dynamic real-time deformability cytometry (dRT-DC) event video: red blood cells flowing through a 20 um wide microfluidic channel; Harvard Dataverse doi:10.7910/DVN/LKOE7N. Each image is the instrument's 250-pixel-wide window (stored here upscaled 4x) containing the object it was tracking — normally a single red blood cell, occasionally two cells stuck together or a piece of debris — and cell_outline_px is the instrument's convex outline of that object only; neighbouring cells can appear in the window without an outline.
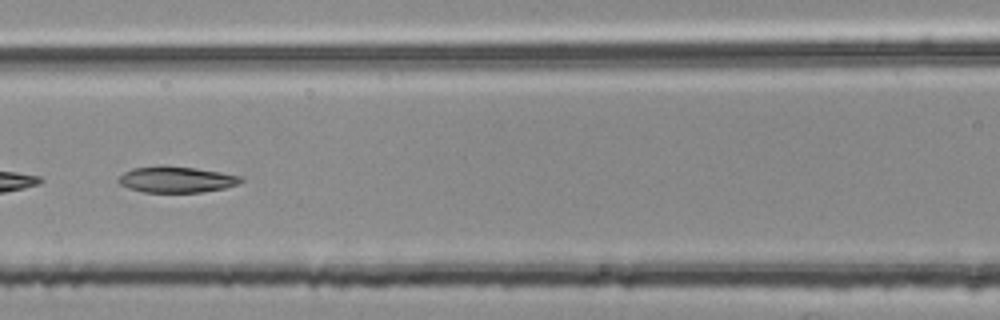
{"species": "common noctule bat (a hibernating species)", "species_latin": "Nyctalus noctula", "temperature_condition": "room temperature", "stored_images_in_passage": 40, "camera_frame_rate_fps": 3000, "um_per_image_px": 0.085, "animal": {"sex": "female", "body_mass_g": 25.1}, "frame": {"image": 1, "passage_image": 12, "time_ms": 3.667, "image_size_px": [1000, 320], "cell_outline_px": [[244, 180], [240, 184], [224, 188], [200, 192], [144, 192], [128, 188], [120, 184], [116, 180], [124, 172], [132, 168], [196, 168], [220, 172], [240, 176]], "centroid_in_image_um": [15.03, 15.29], "position_along_channel_um": 151.6, "area_um2": 17.92}}
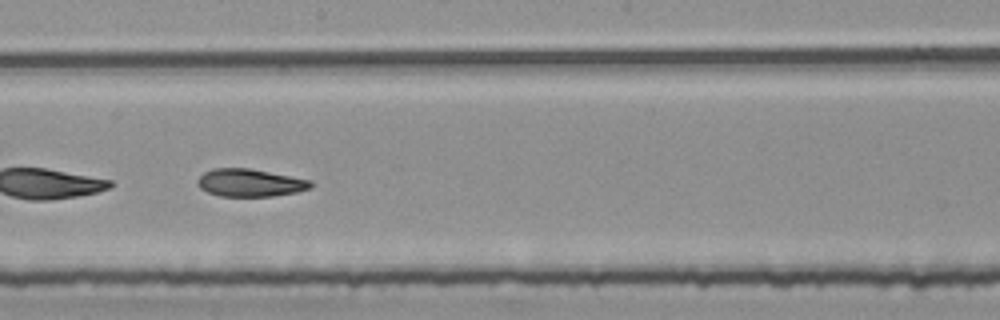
{"frame": {"image": 2, "passage_image": 18, "time_ms": 5.667, "image_size_px": [1000, 320], "cell_outline_px": [[312, 188], [296, 192], [272, 196], [220, 196], [208, 192], [200, 188], [196, 184], [196, 180], [204, 172], [212, 168], [248, 168], [312, 180]], "centroid_in_image_um": [21.23, 15.53], "position_along_channel_um": 227.0, "area_um2": 18.26}, "authors_computed_cell_mechanics": {"area_um2": 18.8139, "velocity_mm_per_s": 3.7807, "shape_relaxation_time_tau1_ms": null, "shape_relaxation_time_tau2_ms": 7.0244, "deformation_change_tau1": null, "deformation_change_tau2": 0.1483}}